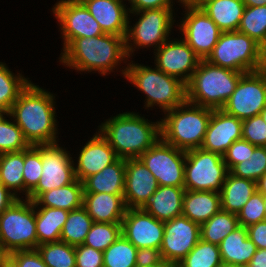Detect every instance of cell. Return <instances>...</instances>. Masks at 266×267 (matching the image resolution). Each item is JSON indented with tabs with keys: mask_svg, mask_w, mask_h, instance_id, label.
<instances>
[{
	"mask_svg": "<svg viewBox=\"0 0 266 267\" xmlns=\"http://www.w3.org/2000/svg\"><path fill=\"white\" fill-rule=\"evenodd\" d=\"M93 223V219L83 206L69 211L61 231L60 241L74 247L83 244Z\"/></svg>",
	"mask_w": 266,
	"mask_h": 267,
	"instance_id": "cell-33",
	"label": "cell"
},
{
	"mask_svg": "<svg viewBox=\"0 0 266 267\" xmlns=\"http://www.w3.org/2000/svg\"><path fill=\"white\" fill-rule=\"evenodd\" d=\"M9 257V253L4 249L0 242V265Z\"/></svg>",
	"mask_w": 266,
	"mask_h": 267,
	"instance_id": "cell-58",
	"label": "cell"
},
{
	"mask_svg": "<svg viewBox=\"0 0 266 267\" xmlns=\"http://www.w3.org/2000/svg\"><path fill=\"white\" fill-rule=\"evenodd\" d=\"M104 33L126 37L129 6L127 0H80ZM126 1V2H124Z\"/></svg>",
	"mask_w": 266,
	"mask_h": 267,
	"instance_id": "cell-22",
	"label": "cell"
},
{
	"mask_svg": "<svg viewBox=\"0 0 266 267\" xmlns=\"http://www.w3.org/2000/svg\"><path fill=\"white\" fill-rule=\"evenodd\" d=\"M0 115H8V111L0 105Z\"/></svg>",
	"mask_w": 266,
	"mask_h": 267,
	"instance_id": "cell-62",
	"label": "cell"
},
{
	"mask_svg": "<svg viewBox=\"0 0 266 267\" xmlns=\"http://www.w3.org/2000/svg\"><path fill=\"white\" fill-rule=\"evenodd\" d=\"M221 262L219 246L200 239L176 267H218Z\"/></svg>",
	"mask_w": 266,
	"mask_h": 267,
	"instance_id": "cell-39",
	"label": "cell"
},
{
	"mask_svg": "<svg viewBox=\"0 0 266 267\" xmlns=\"http://www.w3.org/2000/svg\"><path fill=\"white\" fill-rule=\"evenodd\" d=\"M212 111L185 101L164 113L163 119H160L161 138L184 151L200 148Z\"/></svg>",
	"mask_w": 266,
	"mask_h": 267,
	"instance_id": "cell-6",
	"label": "cell"
},
{
	"mask_svg": "<svg viewBox=\"0 0 266 267\" xmlns=\"http://www.w3.org/2000/svg\"><path fill=\"white\" fill-rule=\"evenodd\" d=\"M153 52L155 66L185 84L189 82L201 60L182 37L180 39L169 38Z\"/></svg>",
	"mask_w": 266,
	"mask_h": 267,
	"instance_id": "cell-17",
	"label": "cell"
},
{
	"mask_svg": "<svg viewBox=\"0 0 266 267\" xmlns=\"http://www.w3.org/2000/svg\"><path fill=\"white\" fill-rule=\"evenodd\" d=\"M127 64L124 78L146 95V110H153L157 106L166 113L186 101V84L180 79L165 74L155 65L152 68L133 60Z\"/></svg>",
	"mask_w": 266,
	"mask_h": 267,
	"instance_id": "cell-4",
	"label": "cell"
},
{
	"mask_svg": "<svg viewBox=\"0 0 266 267\" xmlns=\"http://www.w3.org/2000/svg\"><path fill=\"white\" fill-rule=\"evenodd\" d=\"M59 62L78 73L98 72L102 76L121 68L119 70L122 77H125L126 65H128L126 63L129 62L125 38L104 33L90 38L73 39L64 49H61ZM122 62L125 66L121 65Z\"/></svg>",
	"mask_w": 266,
	"mask_h": 267,
	"instance_id": "cell-1",
	"label": "cell"
},
{
	"mask_svg": "<svg viewBox=\"0 0 266 267\" xmlns=\"http://www.w3.org/2000/svg\"><path fill=\"white\" fill-rule=\"evenodd\" d=\"M137 248L122 234L103 252V267H135Z\"/></svg>",
	"mask_w": 266,
	"mask_h": 267,
	"instance_id": "cell-38",
	"label": "cell"
},
{
	"mask_svg": "<svg viewBox=\"0 0 266 267\" xmlns=\"http://www.w3.org/2000/svg\"><path fill=\"white\" fill-rule=\"evenodd\" d=\"M60 145H42V174L28 200L34 202L42 193L68 185L76 179L73 157L67 148Z\"/></svg>",
	"mask_w": 266,
	"mask_h": 267,
	"instance_id": "cell-13",
	"label": "cell"
},
{
	"mask_svg": "<svg viewBox=\"0 0 266 267\" xmlns=\"http://www.w3.org/2000/svg\"><path fill=\"white\" fill-rule=\"evenodd\" d=\"M81 148L78 157H74L77 159L74 164L75 177L81 182L118 159L115 150L98 130Z\"/></svg>",
	"mask_w": 266,
	"mask_h": 267,
	"instance_id": "cell-21",
	"label": "cell"
},
{
	"mask_svg": "<svg viewBox=\"0 0 266 267\" xmlns=\"http://www.w3.org/2000/svg\"><path fill=\"white\" fill-rule=\"evenodd\" d=\"M244 73L201 59L186 84V101L210 109H222Z\"/></svg>",
	"mask_w": 266,
	"mask_h": 267,
	"instance_id": "cell-5",
	"label": "cell"
},
{
	"mask_svg": "<svg viewBox=\"0 0 266 267\" xmlns=\"http://www.w3.org/2000/svg\"><path fill=\"white\" fill-rule=\"evenodd\" d=\"M126 159L118 158L83 181L84 193L124 194Z\"/></svg>",
	"mask_w": 266,
	"mask_h": 267,
	"instance_id": "cell-25",
	"label": "cell"
},
{
	"mask_svg": "<svg viewBox=\"0 0 266 267\" xmlns=\"http://www.w3.org/2000/svg\"><path fill=\"white\" fill-rule=\"evenodd\" d=\"M36 249L47 267H76L74 246L59 241L40 244Z\"/></svg>",
	"mask_w": 266,
	"mask_h": 267,
	"instance_id": "cell-37",
	"label": "cell"
},
{
	"mask_svg": "<svg viewBox=\"0 0 266 267\" xmlns=\"http://www.w3.org/2000/svg\"><path fill=\"white\" fill-rule=\"evenodd\" d=\"M248 238L257 249H266V220L250 225L247 228Z\"/></svg>",
	"mask_w": 266,
	"mask_h": 267,
	"instance_id": "cell-50",
	"label": "cell"
},
{
	"mask_svg": "<svg viewBox=\"0 0 266 267\" xmlns=\"http://www.w3.org/2000/svg\"><path fill=\"white\" fill-rule=\"evenodd\" d=\"M200 239V225L183 215L164 222L160 248L162 259L176 266Z\"/></svg>",
	"mask_w": 266,
	"mask_h": 267,
	"instance_id": "cell-16",
	"label": "cell"
},
{
	"mask_svg": "<svg viewBox=\"0 0 266 267\" xmlns=\"http://www.w3.org/2000/svg\"><path fill=\"white\" fill-rule=\"evenodd\" d=\"M84 186L77 178L70 184L42 193L35 207H51L72 211L83 206Z\"/></svg>",
	"mask_w": 266,
	"mask_h": 267,
	"instance_id": "cell-30",
	"label": "cell"
},
{
	"mask_svg": "<svg viewBox=\"0 0 266 267\" xmlns=\"http://www.w3.org/2000/svg\"><path fill=\"white\" fill-rule=\"evenodd\" d=\"M52 13L60 26L62 49L73 39L104 34L99 23L80 0H57L52 7Z\"/></svg>",
	"mask_w": 266,
	"mask_h": 267,
	"instance_id": "cell-15",
	"label": "cell"
},
{
	"mask_svg": "<svg viewBox=\"0 0 266 267\" xmlns=\"http://www.w3.org/2000/svg\"><path fill=\"white\" fill-rule=\"evenodd\" d=\"M124 194L84 193L83 207L97 223H121L126 205Z\"/></svg>",
	"mask_w": 266,
	"mask_h": 267,
	"instance_id": "cell-23",
	"label": "cell"
},
{
	"mask_svg": "<svg viewBox=\"0 0 266 267\" xmlns=\"http://www.w3.org/2000/svg\"><path fill=\"white\" fill-rule=\"evenodd\" d=\"M23 168L24 150L0 154V182L19 199L24 195Z\"/></svg>",
	"mask_w": 266,
	"mask_h": 267,
	"instance_id": "cell-32",
	"label": "cell"
},
{
	"mask_svg": "<svg viewBox=\"0 0 266 267\" xmlns=\"http://www.w3.org/2000/svg\"><path fill=\"white\" fill-rule=\"evenodd\" d=\"M263 201H264V207H265V212H266V195H263Z\"/></svg>",
	"mask_w": 266,
	"mask_h": 267,
	"instance_id": "cell-63",
	"label": "cell"
},
{
	"mask_svg": "<svg viewBox=\"0 0 266 267\" xmlns=\"http://www.w3.org/2000/svg\"><path fill=\"white\" fill-rule=\"evenodd\" d=\"M159 184L139 159H126L124 202L127 208H143Z\"/></svg>",
	"mask_w": 266,
	"mask_h": 267,
	"instance_id": "cell-19",
	"label": "cell"
},
{
	"mask_svg": "<svg viewBox=\"0 0 266 267\" xmlns=\"http://www.w3.org/2000/svg\"><path fill=\"white\" fill-rule=\"evenodd\" d=\"M218 267H248V265H235L232 263L221 262Z\"/></svg>",
	"mask_w": 266,
	"mask_h": 267,
	"instance_id": "cell-59",
	"label": "cell"
},
{
	"mask_svg": "<svg viewBox=\"0 0 266 267\" xmlns=\"http://www.w3.org/2000/svg\"><path fill=\"white\" fill-rule=\"evenodd\" d=\"M76 267H103V252L87 245L75 246Z\"/></svg>",
	"mask_w": 266,
	"mask_h": 267,
	"instance_id": "cell-47",
	"label": "cell"
},
{
	"mask_svg": "<svg viewBox=\"0 0 266 267\" xmlns=\"http://www.w3.org/2000/svg\"><path fill=\"white\" fill-rule=\"evenodd\" d=\"M7 116V115H0V122L2 121V119Z\"/></svg>",
	"mask_w": 266,
	"mask_h": 267,
	"instance_id": "cell-64",
	"label": "cell"
},
{
	"mask_svg": "<svg viewBox=\"0 0 266 267\" xmlns=\"http://www.w3.org/2000/svg\"><path fill=\"white\" fill-rule=\"evenodd\" d=\"M184 187L159 186L143 209L156 219L166 222L181 216Z\"/></svg>",
	"mask_w": 266,
	"mask_h": 267,
	"instance_id": "cell-24",
	"label": "cell"
},
{
	"mask_svg": "<svg viewBox=\"0 0 266 267\" xmlns=\"http://www.w3.org/2000/svg\"><path fill=\"white\" fill-rule=\"evenodd\" d=\"M207 0H178L181 7H200Z\"/></svg>",
	"mask_w": 266,
	"mask_h": 267,
	"instance_id": "cell-54",
	"label": "cell"
},
{
	"mask_svg": "<svg viewBox=\"0 0 266 267\" xmlns=\"http://www.w3.org/2000/svg\"><path fill=\"white\" fill-rule=\"evenodd\" d=\"M248 267H266V249H257L249 261Z\"/></svg>",
	"mask_w": 266,
	"mask_h": 267,
	"instance_id": "cell-53",
	"label": "cell"
},
{
	"mask_svg": "<svg viewBox=\"0 0 266 267\" xmlns=\"http://www.w3.org/2000/svg\"><path fill=\"white\" fill-rule=\"evenodd\" d=\"M245 6L256 7L266 6V0H242Z\"/></svg>",
	"mask_w": 266,
	"mask_h": 267,
	"instance_id": "cell-56",
	"label": "cell"
},
{
	"mask_svg": "<svg viewBox=\"0 0 266 267\" xmlns=\"http://www.w3.org/2000/svg\"><path fill=\"white\" fill-rule=\"evenodd\" d=\"M30 82L28 77L20 72L14 74L6 63L0 62V105L9 111Z\"/></svg>",
	"mask_w": 266,
	"mask_h": 267,
	"instance_id": "cell-35",
	"label": "cell"
},
{
	"mask_svg": "<svg viewBox=\"0 0 266 267\" xmlns=\"http://www.w3.org/2000/svg\"><path fill=\"white\" fill-rule=\"evenodd\" d=\"M42 174V145H31L24 150V195L28 198L29 193L37 186Z\"/></svg>",
	"mask_w": 266,
	"mask_h": 267,
	"instance_id": "cell-40",
	"label": "cell"
},
{
	"mask_svg": "<svg viewBox=\"0 0 266 267\" xmlns=\"http://www.w3.org/2000/svg\"><path fill=\"white\" fill-rule=\"evenodd\" d=\"M130 7L129 12H138L147 9L174 8V2L178 0H127Z\"/></svg>",
	"mask_w": 266,
	"mask_h": 267,
	"instance_id": "cell-49",
	"label": "cell"
},
{
	"mask_svg": "<svg viewBox=\"0 0 266 267\" xmlns=\"http://www.w3.org/2000/svg\"><path fill=\"white\" fill-rule=\"evenodd\" d=\"M238 31L253 38L266 50V6H245Z\"/></svg>",
	"mask_w": 266,
	"mask_h": 267,
	"instance_id": "cell-36",
	"label": "cell"
},
{
	"mask_svg": "<svg viewBox=\"0 0 266 267\" xmlns=\"http://www.w3.org/2000/svg\"><path fill=\"white\" fill-rule=\"evenodd\" d=\"M0 242L9 254L37 248L33 201L20 198L0 214Z\"/></svg>",
	"mask_w": 266,
	"mask_h": 267,
	"instance_id": "cell-9",
	"label": "cell"
},
{
	"mask_svg": "<svg viewBox=\"0 0 266 267\" xmlns=\"http://www.w3.org/2000/svg\"><path fill=\"white\" fill-rule=\"evenodd\" d=\"M120 235L121 223L94 222L83 244L104 252Z\"/></svg>",
	"mask_w": 266,
	"mask_h": 267,
	"instance_id": "cell-42",
	"label": "cell"
},
{
	"mask_svg": "<svg viewBox=\"0 0 266 267\" xmlns=\"http://www.w3.org/2000/svg\"><path fill=\"white\" fill-rule=\"evenodd\" d=\"M139 159L150 170L159 186L184 187L186 151L168 144L160 137Z\"/></svg>",
	"mask_w": 266,
	"mask_h": 267,
	"instance_id": "cell-12",
	"label": "cell"
},
{
	"mask_svg": "<svg viewBox=\"0 0 266 267\" xmlns=\"http://www.w3.org/2000/svg\"><path fill=\"white\" fill-rule=\"evenodd\" d=\"M0 267H16V265L9 259L7 258L1 265Z\"/></svg>",
	"mask_w": 266,
	"mask_h": 267,
	"instance_id": "cell-60",
	"label": "cell"
},
{
	"mask_svg": "<svg viewBox=\"0 0 266 267\" xmlns=\"http://www.w3.org/2000/svg\"><path fill=\"white\" fill-rule=\"evenodd\" d=\"M205 60L222 68L248 73L266 67V50L238 30L222 32Z\"/></svg>",
	"mask_w": 266,
	"mask_h": 267,
	"instance_id": "cell-7",
	"label": "cell"
},
{
	"mask_svg": "<svg viewBox=\"0 0 266 267\" xmlns=\"http://www.w3.org/2000/svg\"><path fill=\"white\" fill-rule=\"evenodd\" d=\"M139 112H120L104 120L97 130L115 150L118 158H139L161 137L160 120L152 122Z\"/></svg>",
	"mask_w": 266,
	"mask_h": 267,
	"instance_id": "cell-3",
	"label": "cell"
},
{
	"mask_svg": "<svg viewBox=\"0 0 266 267\" xmlns=\"http://www.w3.org/2000/svg\"><path fill=\"white\" fill-rule=\"evenodd\" d=\"M260 115L262 116L264 122L266 123V106L263 108Z\"/></svg>",
	"mask_w": 266,
	"mask_h": 267,
	"instance_id": "cell-61",
	"label": "cell"
},
{
	"mask_svg": "<svg viewBox=\"0 0 266 267\" xmlns=\"http://www.w3.org/2000/svg\"><path fill=\"white\" fill-rule=\"evenodd\" d=\"M19 198L0 182V214Z\"/></svg>",
	"mask_w": 266,
	"mask_h": 267,
	"instance_id": "cell-52",
	"label": "cell"
},
{
	"mask_svg": "<svg viewBox=\"0 0 266 267\" xmlns=\"http://www.w3.org/2000/svg\"><path fill=\"white\" fill-rule=\"evenodd\" d=\"M222 262L235 265H248L257 251L256 245L248 238L247 229L237 227L218 245Z\"/></svg>",
	"mask_w": 266,
	"mask_h": 267,
	"instance_id": "cell-28",
	"label": "cell"
},
{
	"mask_svg": "<svg viewBox=\"0 0 266 267\" xmlns=\"http://www.w3.org/2000/svg\"><path fill=\"white\" fill-rule=\"evenodd\" d=\"M242 139L266 147V123L260 114L242 121Z\"/></svg>",
	"mask_w": 266,
	"mask_h": 267,
	"instance_id": "cell-45",
	"label": "cell"
},
{
	"mask_svg": "<svg viewBox=\"0 0 266 267\" xmlns=\"http://www.w3.org/2000/svg\"><path fill=\"white\" fill-rule=\"evenodd\" d=\"M228 172L222 155L202 148L186 151L185 190L220 192Z\"/></svg>",
	"mask_w": 266,
	"mask_h": 267,
	"instance_id": "cell-10",
	"label": "cell"
},
{
	"mask_svg": "<svg viewBox=\"0 0 266 267\" xmlns=\"http://www.w3.org/2000/svg\"><path fill=\"white\" fill-rule=\"evenodd\" d=\"M221 210L220 193L185 190L182 215L199 225Z\"/></svg>",
	"mask_w": 266,
	"mask_h": 267,
	"instance_id": "cell-26",
	"label": "cell"
},
{
	"mask_svg": "<svg viewBox=\"0 0 266 267\" xmlns=\"http://www.w3.org/2000/svg\"><path fill=\"white\" fill-rule=\"evenodd\" d=\"M174 10V8H160L129 13L128 29L125 37L126 51L129 58L140 48L149 49L148 47H152V50L156 51L164 42L172 38L170 34L173 33L171 31L176 26L174 24L176 23ZM135 15L137 17L136 22L131 26L130 17Z\"/></svg>",
	"mask_w": 266,
	"mask_h": 267,
	"instance_id": "cell-8",
	"label": "cell"
},
{
	"mask_svg": "<svg viewBox=\"0 0 266 267\" xmlns=\"http://www.w3.org/2000/svg\"><path fill=\"white\" fill-rule=\"evenodd\" d=\"M257 191V182L236 177L228 172L220 193L221 210L238 214Z\"/></svg>",
	"mask_w": 266,
	"mask_h": 267,
	"instance_id": "cell-27",
	"label": "cell"
},
{
	"mask_svg": "<svg viewBox=\"0 0 266 267\" xmlns=\"http://www.w3.org/2000/svg\"><path fill=\"white\" fill-rule=\"evenodd\" d=\"M135 267H141V266H135ZM144 267H176L174 264L166 262L164 259L159 262L156 263L154 265H150V266H144Z\"/></svg>",
	"mask_w": 266,
	"mask_h": 267,
	"instance_id": "cell-57",
	"label": "cell"
},
{
	"mask_svg": "<svg viewBox=\"0 0 266 267\" xmlns=\"http://www.w3.org/2000/svg\"><path fill=\"white\" fill-rule=\"evenodd\" d=\"M16 267H47L37 249L17 250L8 257Z\"/></svg>",
	"mask_w": 266,
	"mask_h": 267,
	"instance_id": "cell-48",
	"label": "cell"
},
{
	"mask_svg": "<svg viewBox=\"0 0 266 267\" xmlns=\"http://www.w3.org/2000/svg\"><path fill=\"white\" fill-rule=\"evenodd\" d=\"M162 256L159 249L141 248L137 249L136 266H150L161 262Z\"/></svg>",
	"mask_w": 266,
	"mask_h": 267,
	"instance_id": "cell-51",
	"label": "cell"
},
{
	"mask_svg": "<svg viewBox=\"0 0 266 267\" xmlns=\"http://www.w3.org/2000/svg\"><path fill=\"white\" fill-rule=\"evenodd\" d=\"M229 172L257 182L266 173V147L256 146L249 160L236 164Z\"/></svg>",
	"mask_w": 266,
	"mask_h": 267,
	"instance_id": "cell-43",
	"label": "cell"
},
{
	"mask_svg": "<svg viewBox=\"0 0 266 267\" xmlns=\"http://www.w3.org/2000/svg\"><path fill=\"white\" fill-rule=\"evenodd\" d=\"M239 226L247 228L250 225L266 220L263 194L258 190L250 197L237 214Z\"/></svg>",
	"mask_w": 266,
	"mask_h": 267,
	"instance_id": "cell-44",
	"label": "cell"
},
{
	"mask_svg": "<svg viewBox=\"0 0 266 267\" xmlns=\"http://www.w3.org/2000/svg\"><path fill=\"white\" fill-rule=\"evenodd\" d=\"M266 106V67L244 73L222 110L240 120L254 117Z\"/></svg>",
	"mask_w": 266,
	"mask_h": 267,
	"instance_id": "cell-11",
	"label": "cell"
},
{
	"mask_svg": "<svg viewBox=\"0 0 266 267\" xmlns=\"http://www.w3.org/2000/svg\"><path fill=\"white\" fill-rule=\"evenodd\" d=\"M178 27L182 39L200 59H206L217 44L222 31L200 7H183ZM185 10V11H184ZM184 36V37H183Z\"/></svg>",
	"mask_w": 266,
	"mask_h": 267,
	"instance_id": "cell-14",
	"label": "cell"
},
{
	"mask_svg": "<svg viewBox=\"0 0 266 267\" xmlns=\"http://www.w3.org/2000/svg\"><path fill=\"white\" fill-rule=\"evenodd\" d=\"M69 211L60 208L35 207L38 245L59 242Z\"/></svg>",
	"mask_w": 266,
	"mask_h": 267,
	"instance_id": "cell-31",
	"label": "cell"
},
{
	"mask_svg": "<svg viewBox=\"0 0 266 267\" xmlns=\"http://www.w3.org/2000/svg\"><path fill=\"white\" fill-rule=\"evenodd\" d=\"M200 8L222 32L237 31L245 4L242 0H207Z\"/></svg>",
	"mask_w": 266,
	"mask_h": 267,
	"instance_id": "cell-29",
	"label": "cell"
},
{
	"mask_svg": "<svg viewBox=\"0 0 266 267\" xmlns=\"http://www.w3.org/2000/svg\"><path fill=\"white\" fill-rule=\"evenodd\" d=\"M7 117L5 116L0 122V154L29 148L31 145L25 139L20 127L9 114Z\"/></svg>",
	"mask_w": 266,
	"mask_h": 267,
	"instance_id": "cell-41",
	"label": "cell"
},
{
	"mask_svg": "<svg viewBox=\"0 0 266 267\" xmlns=\"http://www.w3.org/2000/svg\"><path fill=\"white\" fill-rule=\"evenodd\" d=\"M256 146L244 139L235 141L223 155L224 162L230 171L236 164L249 160Z\"/></svg>",
	"mask_w": 266,
	"mask_h": 267,
	"instance_id": "cell-46",
	"label": "cell"
},
{
	"mask_svg": "<svg viewBox=\"0 0 266 267\" xmlns=\"http://www.w3.org/2000/svg\"><path fill=\"white\" fill-rule=\"evenodd\" d=\"M242 139V120L222 109L212 111L206 134L200 148L224 155L237 140Z\"/></svg>",
	"mask_w": 266,
	"mask_h": 267,
	"instance_id": "cell-20",
	"label": "cell"
},
{
	"mask_svg": "<svg viewBox=\"0 0 266 267\" xmlns=\"http://www.w3.org/2000/svg\"><path fill=\"white\" fill-rule=\"evenodd\" d=\"M257 190L266 195V173L257 181Z\"/></svg>",
	"mask_w": 266,
	"mask_h": 267,
	"instance_id": "cell-55",
	"label": "cell"
},
{
	"mask_svg": "<svg viewBox=\"0 0 266 267\" xmlns=\"http://www.w3.org/2000/svg\"><path fill=\"white\" fill-rule=\"evenodd\" d=\"M54 95L31 81L8 111L30 145L60 142Z\"/></svg>",
	"mask_w": 266,
	"mask_h": 267,
	"instance_id": "cell-2",
	"label": "cell"
},
{
	"mask_svg": "<svg viewBox=\"0 0 266 267\" xmlns=\"http://www.w3.org/2000/svg\"><path fill=\"white\" fill-rule=\"evenodd\" d=\"M237 227H239L237 215L220 210L200 225L201 239L219 245Z\"/></svg>",
	"mask_w": 266,
	"mask_h": 267,
	"instance_id": "cell-34",
	"label": "cell"
},
{
	"mask_svg": "<svg viewBox=\"0 0 266 267\" xmlns=\"http://www.w3.org/2000/svg\"><path fill=\"white\" fill-rule=\"evenodd\" d=\"M121 234L137 249L161 248L164 222L147 213L143 208H127L121 222Z\"/></svg>",
	"mask_w": 266,
	"mask_h": 267,
	"instance_id": "cell-18",
	"label": "cell"
}]
</instances>
